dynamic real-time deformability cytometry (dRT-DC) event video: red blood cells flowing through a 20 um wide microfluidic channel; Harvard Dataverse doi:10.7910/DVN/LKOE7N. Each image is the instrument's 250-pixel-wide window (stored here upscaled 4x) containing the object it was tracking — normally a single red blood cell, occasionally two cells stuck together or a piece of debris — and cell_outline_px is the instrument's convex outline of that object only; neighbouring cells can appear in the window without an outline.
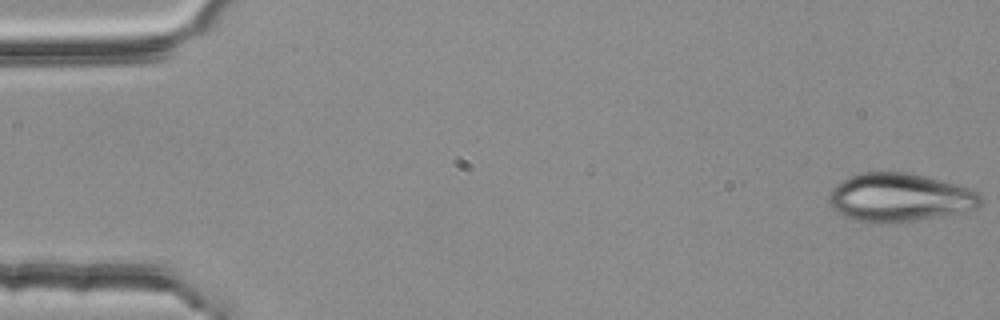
{"species": "common noctule bat (a hibernating species)", "species_latin": "Nyctalus noctula", "temperature_condition": "room temperature", "stored_images_in_passage": 5, "camera_frame_rate_fps": 3000, "um_per_image_px": 0.085, "animal": {"sex": "female", "body_mass_g": 25.1}, "frame": {"image": 1, "passage_image": 1, "time_ms": 0.0, "image_size_px": [1000, 320], "cell_outline_px": [[984, 200], [976, 208], [964, 212], [916, 220], [888, 224], [872, 224], [856, 220], [844, 216], [836, 212], [832, 208], [828, 200], [828, 196], [832, 188], [836, 184], [860, 172], [908, 172], [924, 176], [968, 188], [980, 192]], "centroid_in_image_um": [76.45, 16.81], "position_along_channel_um": 8.6, "area_um2": 43.06}}